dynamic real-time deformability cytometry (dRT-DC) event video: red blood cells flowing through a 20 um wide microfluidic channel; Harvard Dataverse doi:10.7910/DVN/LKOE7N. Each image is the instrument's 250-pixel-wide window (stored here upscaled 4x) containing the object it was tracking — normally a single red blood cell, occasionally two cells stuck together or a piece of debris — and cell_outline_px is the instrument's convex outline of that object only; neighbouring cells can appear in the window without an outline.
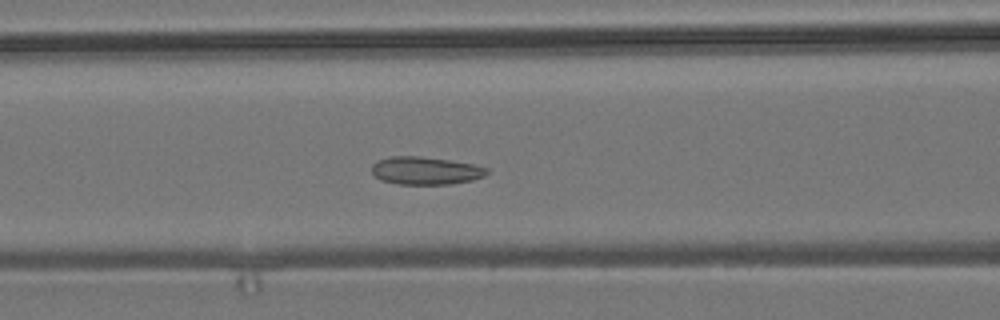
{"species": "common noctule bat (a hibernating species)", "species_latin": "Nyctalus noctula", "temperature_condition": "room temperature", "stored_images_in_passage": 52, "camera_frame_rate_fps": 3000, "um_per_image_px": 0.085, "animal": {"sex": "male", "body_mass_g": 19.2, "forearm_length_mm": 51.8}, "frame": {"image": 1, "passage_image": 19, "time_ms": 6.0, "image_size_px": [1000, 320], "cell_outline_px": [[488, 172], [484, 176], [472, 180], [452, 184], [400, 184], [380, 180], [372, 172], [372, 164], [376, 160], [392, 156], [420, 156], [448, 160], [472, 164], [488, 168]], "centroid_in_image_um": [36.15, 14.5], "position_along_channel_um": 130.4, "area_um2": 18.61}}
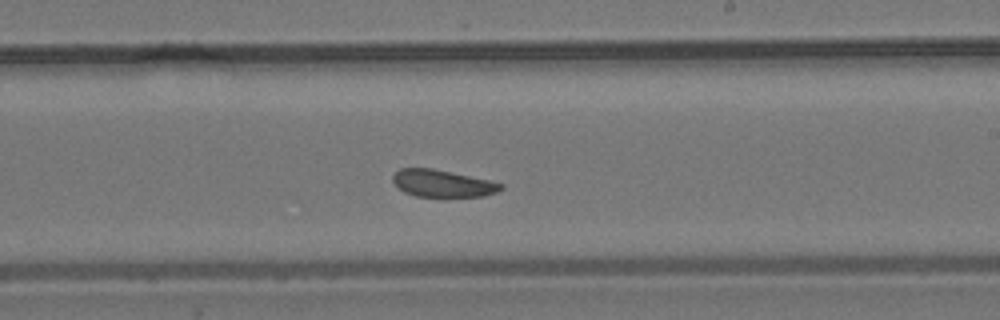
{"frame": {"image": 2, "passage_image": 29, "time_ms": 9.333, "image_size_px": [1000, 320], "cell_outline_px": [[504, 188], [496, 192], [484, 196], [416, 196], [404, 192], [392, 180], [392, 176], [400, 168], [432, 168], [488, 180], [504, 184]], "centroid_in_image_um": [37.61, 15.58], "position_along_channel_um": 251.4, "area_um2": 16.82}}
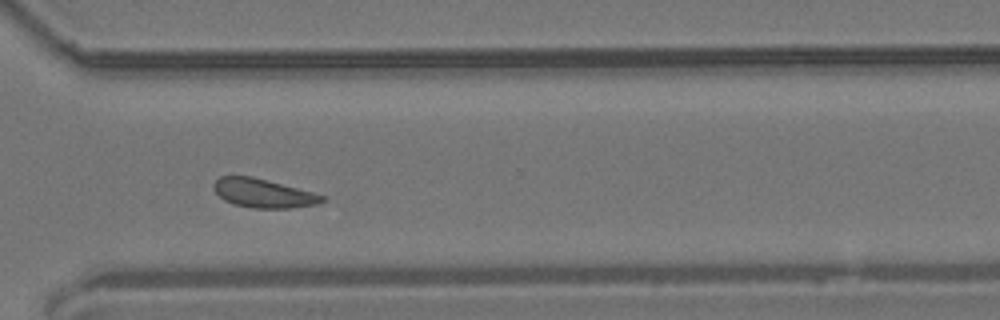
{"frame": {"image": 3, "passage_image": 37, "time_ms": 12.0, "image_size_px": [1000, 320], "cell_outline_px": [[324, 200], [316, 204], [292, 208], [252, 208], [232, 204], [224, 200], [212, 188], [212, 184], [220, 176], [252, 176], [312, 192], [324, 196]], "centroid_in_image_um": [22.32, 16.42], "position_along_channel_um": 348.3, "area_um2": 18.09}, "authors_computed_cell_mechanics": {"area_um2": 18.3226, "velocity_mm_per_s": 3.64, "shape_relaxation_time_tau1_ms": null, "shape_relaxation_time_tau2_ms": 3.4513, "deformation_change_tau1": null, "deformation_change_tau2": 0.0966}}